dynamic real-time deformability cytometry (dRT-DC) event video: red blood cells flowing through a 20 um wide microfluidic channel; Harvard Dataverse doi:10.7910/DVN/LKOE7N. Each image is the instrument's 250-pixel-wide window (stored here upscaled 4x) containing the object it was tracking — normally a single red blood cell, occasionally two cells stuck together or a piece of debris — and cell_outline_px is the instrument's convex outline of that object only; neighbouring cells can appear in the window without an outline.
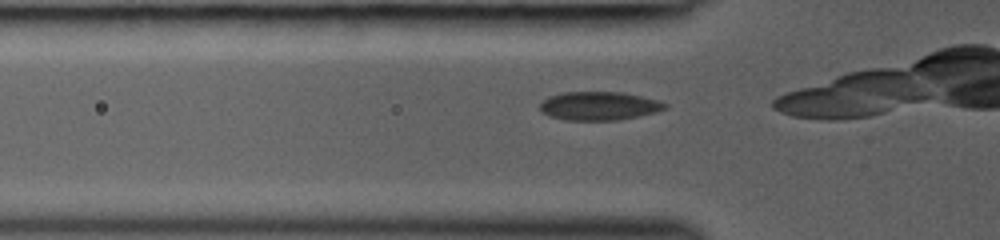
{"species": "common noctule bat (a hibernating species)", "species_latin": "Nyctalus noctula", "temperature_condition": "room temperature", "stored_images_in_passage": 13, "camera_frame_rate_fps": 3000, "um_per_image_px": 0.085, "animal": {"sex": "female", "body_mass_g": 19.0, "forearm_length_mm": 53.3}, "frame": {"image": 1, "passage_image": 6, "time_ms": 1.667, "image_size_px": [1000, 240], "cell_outline_px": [[668, 108], [656, 112], [620, 120], [564, 120], [548, 116], [540, 112], [540, 104], [548, 96], [564, 92], [620, 92], [640, 96], [656, 100], [668, 104]], "centroid_in_image_um": [50.89, 9.01], "position_along_channel_um": 74.9, "area_um2": 20.87}}